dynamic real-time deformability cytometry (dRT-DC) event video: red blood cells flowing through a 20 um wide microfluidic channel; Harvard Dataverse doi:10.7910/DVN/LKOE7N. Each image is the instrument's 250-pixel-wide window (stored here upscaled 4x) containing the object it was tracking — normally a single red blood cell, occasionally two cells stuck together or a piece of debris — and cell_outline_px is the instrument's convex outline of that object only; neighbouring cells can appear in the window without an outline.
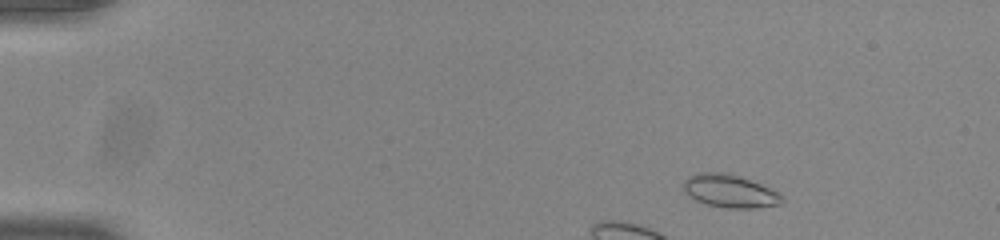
{"species": "common noctule bat (a hibernating species)", "species_latin": "Nyctalus noctula", "temperature_condition": "room temperature", "stored_images_in_passage": 14, "camera_frame_rate_fps": 3000, "um_per_image_px": 0.085, "animal": {"sex": "male", "body_mass_g": 20.0, "forearm_length_mm": 53.3}, "frame": {"image": 1, "passage_image": 5, "time_ms": 1.333, "image_size_px": [1000, 240], "cell_outline_px": [[784, 200], [780, 204], [756, 208], [724, 208], [708, 204], [696, 200], [684, 192], [684, 180], [688, 176], [696, 172], [732, 172], [760, 184], [784, 196]], "centroid_in_image_um": [62.02, 16.22], "position_along_channel_um": 23.0, "area_um2": 19.07}}